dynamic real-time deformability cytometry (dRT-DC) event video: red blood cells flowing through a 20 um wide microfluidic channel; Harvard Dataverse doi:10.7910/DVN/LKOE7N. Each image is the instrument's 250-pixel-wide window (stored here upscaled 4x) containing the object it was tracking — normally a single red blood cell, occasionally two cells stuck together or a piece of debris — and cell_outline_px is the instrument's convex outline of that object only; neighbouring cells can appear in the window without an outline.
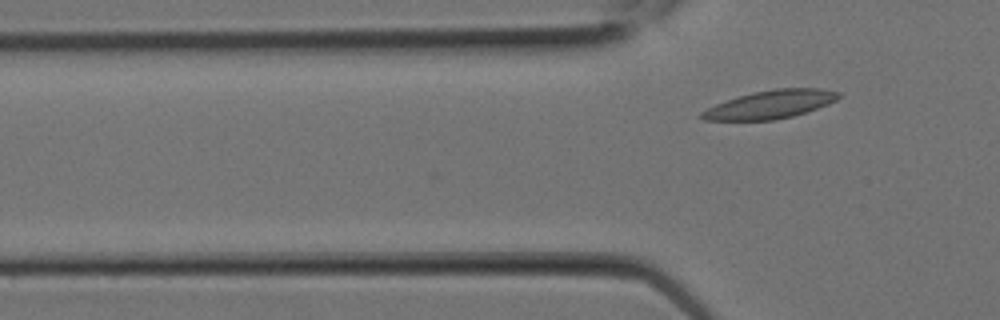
{"species": "Egyptian fruit bat (a non-hibernating species)", "species_latin": "Rousettus aegyptiacus", "temperature_condition": "room temperature", "stored_images_in_passage": 4, "camera_frame_rate_fps": 3000, "um_per_image_px": 0.085, "animal": {"sex": "female"}, "frame": {"image": 1, "passage_image": 4, "time_ms": 1.0, "image_size_px": [1000, 320], "cell_outline_px": [[840, 96], [836, 100], [828, 104], [792, 116], [772, 120], [704, 120], [700, 116], [700, 112], [716, 104], [752, 92], [776, 88], [820, 88], [840, 92]], "centroid_in_image_um": [65.49, 8.87], "position_along_channel_um": 60.3, "area_um2": 22.2}}